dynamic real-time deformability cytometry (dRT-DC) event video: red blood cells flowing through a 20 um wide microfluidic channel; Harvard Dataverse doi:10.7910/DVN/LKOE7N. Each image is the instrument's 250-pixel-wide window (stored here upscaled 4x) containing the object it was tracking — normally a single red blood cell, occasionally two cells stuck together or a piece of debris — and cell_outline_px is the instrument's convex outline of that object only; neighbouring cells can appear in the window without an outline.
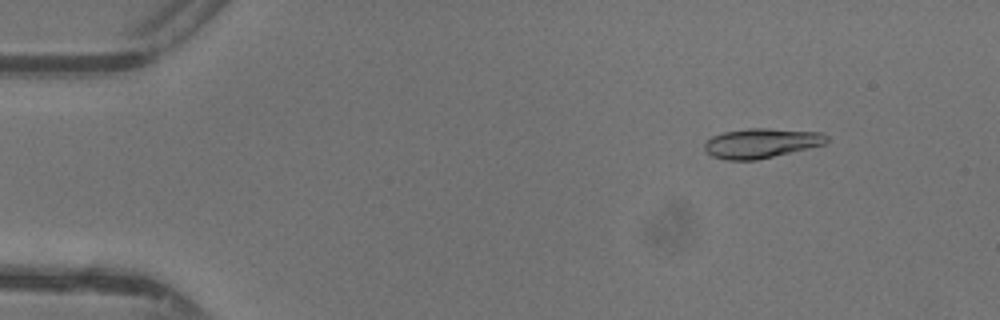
{"species": "common noctule bat (a hibernating species)", "species_latin": "Nyctalus noctula", "temperature_condition": "warm", "stored_images_in_passage": 46, "camera_frame_rate_fps": 3000, "um_per_image_px": 0.085, "animal": {"sex": "female"}, "frame": {"image": 1, "passage_image": 5, "time_ms": 1.333, "image_size_px": [1000, 320], "cell_outline_px": [[828, 140], [824, 144], [808, 148], [756, 160], [728, 160], [712, 156], [704, 148], [704, 140], [712, 136], [724, 132], [748, 128], [768, 128], [824, 132], [828, 136]], "centroid_in_image_um": [64.7, 12.15], "position_along_channel_um": 20.3, "area_um2": 21.15}}
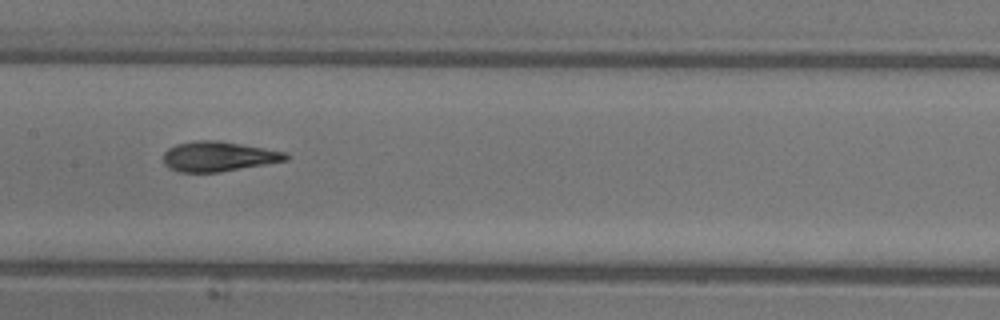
{"frame": {"image": 2, "passage_image": 23, "time_ms": 7.333, "image_size_px": [1000, 320], "cell_outline_px": [[288, 160], [220, 172], [180, 172], [168, 168], [164, 164], [164, 152], [168, 148], [176, 144], [196, 140], [216, 140], [288, 152]], "centroid_in_image_um": [18.55, 13.3], "position_along_channel_um": 188.9, "area_um2": 21.33}}
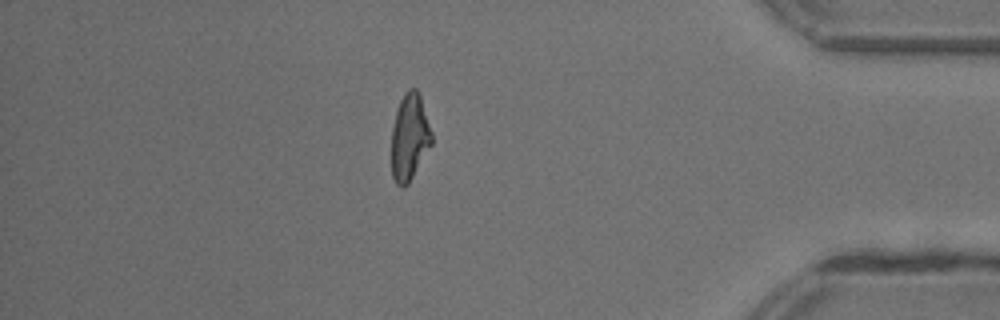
{"frame": {"image": 3, "passage_image": 40, "time_ms": 13.0, "image_size_px": [1000, 320], "cell_outline_px": [[432, 144], [408, 184], [404, 188], [400, 188], [396, 184], [392, 176], [392, 128], [396, 108], [404, 92], [408, 88], [416, 88], [420, 96], [432, 132]], "centroid_in_image_um": [34.8, 11.66], "position_along_channel_um": 400.4, "area_um2": 20.4}, "authors_computed_cell_mechanics": {"area_um2": 21.097, "velocity_mm_per_s": 4.4111, "shape_relaxation_time_tau1_ms": 4.6039, "shape_relaxation_time_tau2_ms": 0.9855, "deformation_change_tau1": 0.2044, "deformation_change_tau2": 0.0836}}